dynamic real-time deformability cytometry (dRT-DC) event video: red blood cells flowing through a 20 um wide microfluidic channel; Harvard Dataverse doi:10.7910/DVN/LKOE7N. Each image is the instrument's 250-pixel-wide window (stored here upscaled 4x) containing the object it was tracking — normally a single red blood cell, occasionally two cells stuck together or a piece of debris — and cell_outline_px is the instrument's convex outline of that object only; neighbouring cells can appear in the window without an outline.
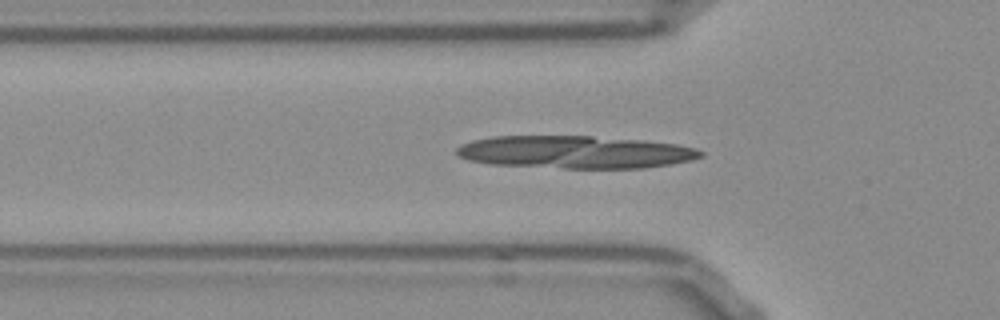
{"species": "Egyptian fruit bat (a non-hibernating species)", "species_latin": "Rousettus aegyptiacus", "temperature_condition": "room temperature", "stored_images_in_passage": 53, "segment_of_instrument_passage": [2, 2], "camera_frame_rate_fps": 3000, "um_per_image_px": 0.085, "frame": {"image": 1, "passage_image": 16, "time_ms": 5.0, "image_size_px": [1000, 320], "cell_outline_px": [[696, 152], [692, 156], [676, 160], [656, 164], [576, 164], [608, 144], [656, 144], [680, 148]], "centroid_in_image_um": [54.09, 13.14], "position_along_channel_um": 71.7, "area_um2": 12.72}}
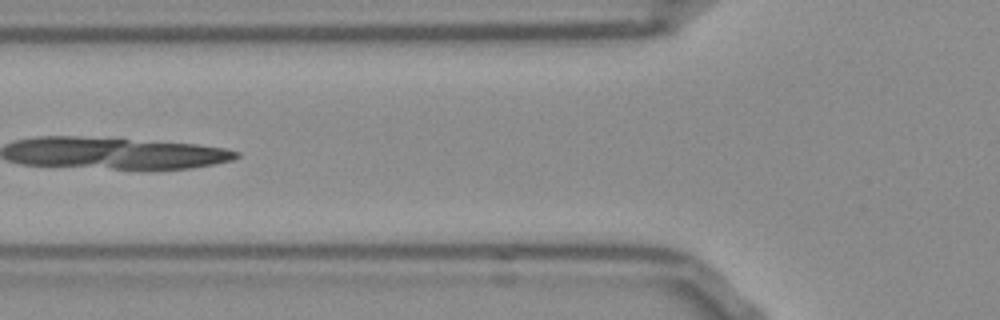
{"frame": {"image": 2, "passage_image": 19, "time_ms": 6.0, "image_size_px": [1000, 320], "cell_outline_px": [[232, 156], [220, 160], [200, 164], [172, 168], [140, 168], [120, 164], [140, 148], [148, 144], [176, 144], [212, 148], [232, 152]], "centroid_in_image_um": [14.76, 13.27], "position_along_channel_um": 111.0, "area_um2": 13.76}}
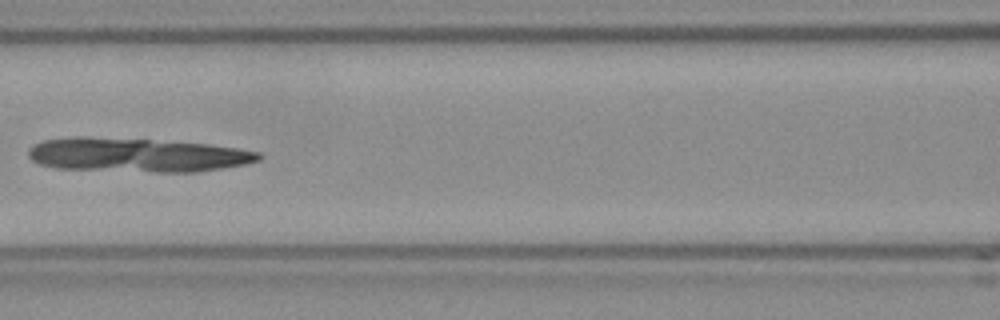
{"frame": {"image": 3, "passage_image": 22, "time_ms": 7.0, "image_size_px": [1000, 320], "cell_outline_px": [[256, 156], [252, 160], [228, 164], [200, 168], [156, 168], [156, 164], [160, 148], [172, 144], [184, 144], [220, 148], [248, 152]], "centroid_in_image_um": [16.88, 13.32], "position_along_channel_um": 149.7, "area_um2": 12.77}}